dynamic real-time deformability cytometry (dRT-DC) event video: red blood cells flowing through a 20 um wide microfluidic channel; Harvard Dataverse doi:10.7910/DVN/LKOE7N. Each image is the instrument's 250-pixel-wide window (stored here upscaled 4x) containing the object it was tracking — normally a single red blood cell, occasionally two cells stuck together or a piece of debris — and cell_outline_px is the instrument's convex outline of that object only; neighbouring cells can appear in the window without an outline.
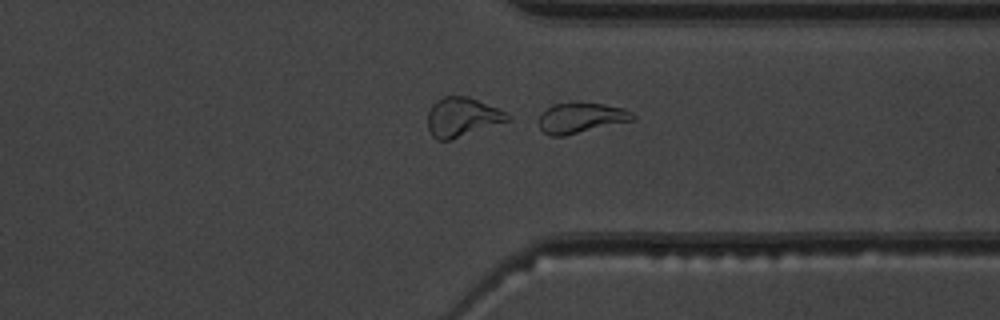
{"species": "common noctule bat (a hibernating species)", "species_latin": "Nyctalus noctula", "temperature_condition": "warm", "stored_images_in_passage": 35, "segment_of_instrument_passage": [2, 2], "camera_frame_rate_fps": 3000, "um_per_image_px": 0.085, "animal": {"sex": "male", "body_mass_g": 19.5, "forearm_length_mm": 54.6}, "frame": {"image": 1, "passage_image": 24, "time_ms": 7.667, "image_size_px": [1000, 320], "cell_outline_px": [[636, 116], [632, 120], [564, 136], [552, 136], [544, 132], [540, 128], [540, 116], [552, 104], [572, 100], [580, 100], [604, 104], [624, 108], [632, 112]], "centroid_in_image_um": [49.39, 9.97], "position_along_channel_um": 362.0, "area_um2": 16.88}}